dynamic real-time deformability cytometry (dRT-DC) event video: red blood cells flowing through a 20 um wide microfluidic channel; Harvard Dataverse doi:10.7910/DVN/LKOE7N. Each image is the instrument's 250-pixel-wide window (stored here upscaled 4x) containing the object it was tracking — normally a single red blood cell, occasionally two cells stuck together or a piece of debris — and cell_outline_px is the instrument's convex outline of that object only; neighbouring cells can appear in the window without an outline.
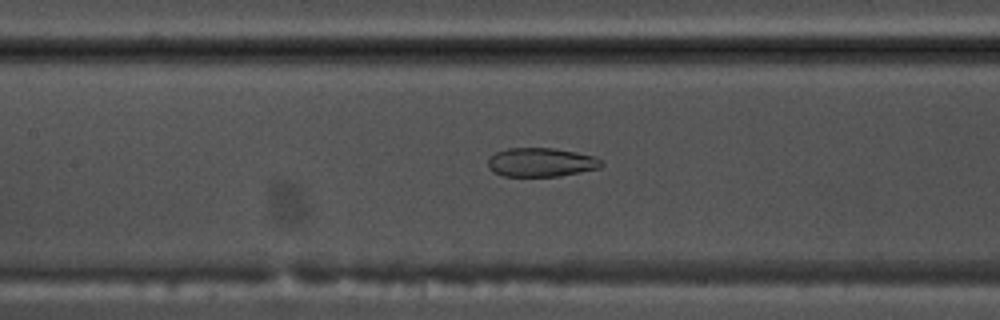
{"species": "common noctule bat (a hibernating species)", "species_latin": "Nyctalus noctula", "temperature_condition": "warm", "stored_images_in_passage": 54, "camera_frame_rate_fps": 3000, "um_per_image_px": 0.085, "animal": {"sex": "male", "body_mass_g": 17.5, "forearm_length_mm": 52.3}, "frame": {"image": 1, "passage_image": 25, "time_ms": 8.0, "image_size_px": [1000, 320], "cell_outline_px": [[604, 164], [600, 168], [556, 176], [504, 176], [492, 172], [488, 168], [488, 156], [496, 152], [508, 148], [552, 148], [576, 152], [596, 156]], "centroid_in_image_um": [45.96, 13.79], "position_along_channel_um": 161.4, "area_um2": 19.13}}
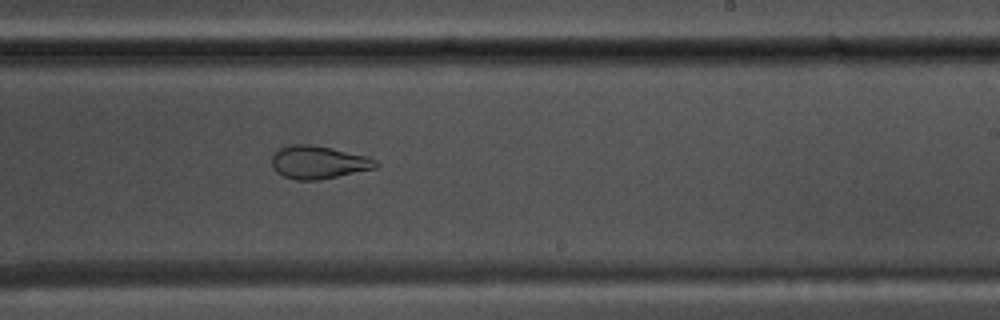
{"frame": {"image": 2, "passage_image": 33, "time_ms": 10.667, "image_size_px": [1000, 320], "cell_outline_px": [[380, 164], [376, 168], [320, 180], [296, 180], [284, 176], [276, 172], [272, 168], [272, 156], [280, 148], [292, 144], [308, 144], [332, 148], [368, 156], [376, 160]], "centroid_in_image_um": [27.08, 13.8], "position_along_channel_um": 261.9, "area_um2": 20.06}}
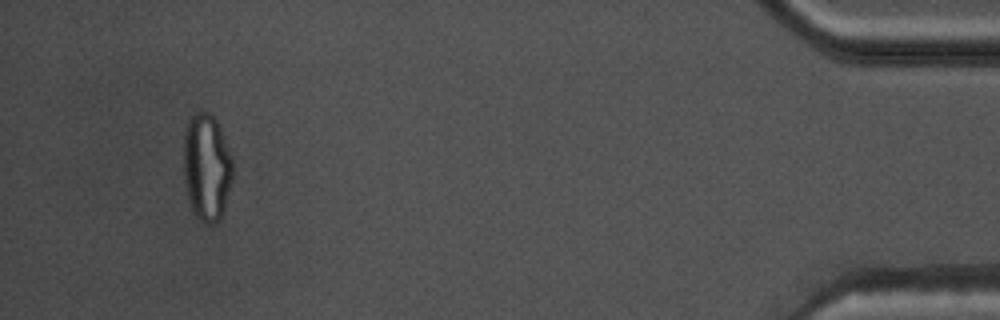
{"frame": {"image": 3, "passage_image": 51, "time_ms": 16.667, "image_size_px": [1000, 320], "cell_outline_px": [[232, 180], [224, 212], [220, 220], [216, 224], [204, 224], [192, 212], [188, 200], [184, 176], [184, 128], [188, 120], [200, 108], [208, 112], [216, 120], [220, 128], [232, 160]], "centroid_in_image_um": [17.56, 14.24], "position_along_channel_um": 417.6, "area_um2": 31.1}, "authors_computed_cell_mechanics": {"area_um2": 26.0389, "velocity_mm_per_s": 3.7834, "shape_relaxation_time_tau1_ms": null, "shape_relaxation_time_tau2_ms": 1.6594, "deformation_change_tau1": null, "deformation_change_tau2": 0.0861}}